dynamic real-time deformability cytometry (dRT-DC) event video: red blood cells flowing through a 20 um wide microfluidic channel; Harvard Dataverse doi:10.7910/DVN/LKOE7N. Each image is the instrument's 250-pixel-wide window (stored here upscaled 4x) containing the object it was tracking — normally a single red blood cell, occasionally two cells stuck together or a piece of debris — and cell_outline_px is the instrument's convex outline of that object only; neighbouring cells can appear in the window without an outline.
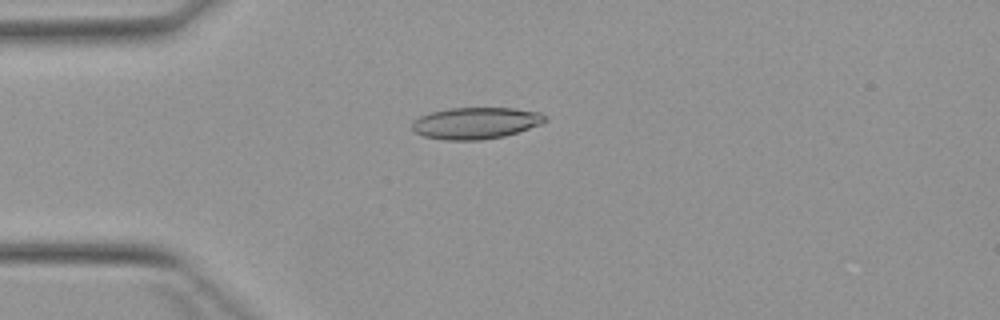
{"species": "Egyptian fruit bat (a non-hibernating species)", "species_latin": "Rousettus aegyptiacus", "temperature_condition": "warm", "stored_images_in_passage": 6, "camera_frame_rate_fps": 3000, "um_per_image_px": 0.085, "animal": {"sex": "female"}, "frame": {"image": 1, "passage_image": 4, "time_ms": 3.667, "image_size_px": [1000, 320], "cell_outline_px": [[548, 120], [540, 124], [504, 136], [480, 140], [444, 140], [424, 136], [416, 132], [412, 128], [412, 120], [420, 116], [432, 112], [448, 108], [512, 108], [540, 112]], "centroid_in_image_um": [40.41, 10.46], "position_along_channel_um": 44.6, "area_um2": 24.33}}
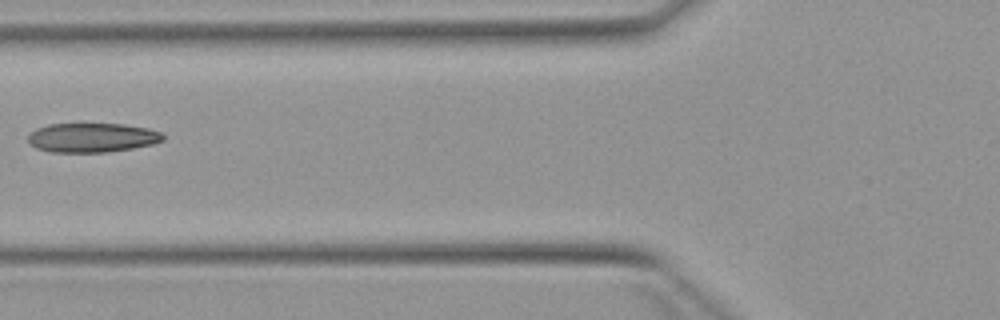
{"frame": {"image": 2, "passage_image": 6, "time_ms": 6.0, "image_size_px": [1000, 320], "cell_outline_px": [[164, 140], [152, 144], [132, 148], [108, 152], [52, 152], [36, 148], [28, 144], [28, 132], [36, 128], [48, 124], [124, 124], [148, 128], [160, 132], [164, 136]], "centroid_in_image_um": [7.78, 11.69], "position_along_channel_um": 118.0, "area_um2": 23.18}}